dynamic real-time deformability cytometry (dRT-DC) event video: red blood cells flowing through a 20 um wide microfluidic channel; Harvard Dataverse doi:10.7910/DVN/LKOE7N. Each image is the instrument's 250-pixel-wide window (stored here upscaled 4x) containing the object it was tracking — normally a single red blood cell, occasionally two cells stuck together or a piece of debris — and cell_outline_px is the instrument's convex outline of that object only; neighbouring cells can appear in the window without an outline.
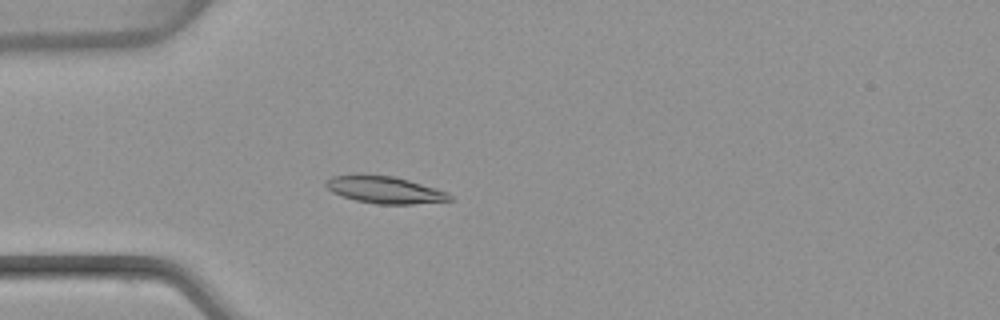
{"species": "common noctule bat (a hibernating species)", "species_latin": "Nyctalus noctula", "temperature_condition": "warm", "stored_images_in_passage": 54, "camera_frame_rate_fps": 3000, "um_per_image_px": 0.085, "animal": {"sex": "female", "body_mass_g": 22.7, "forearm_length_mm": 54.2}, "frame": {"image": 1, "passage_image": 16, "time_ms": 5.0, "image_size_px": [1000, 320], "cell_outline_px": [[452, 200], [412, 204], [376, 204], [356, 200], [332, 192], [324, 184], [324, 180], [332, 176], [352, 172], [360, 172], [396, 176], [436, 188], [448, 192], [452, 196]], "centroid_in_image_um": [32.64, 16.08], "position_along_channel_um": 52.4, "area_um2": 20.17}}
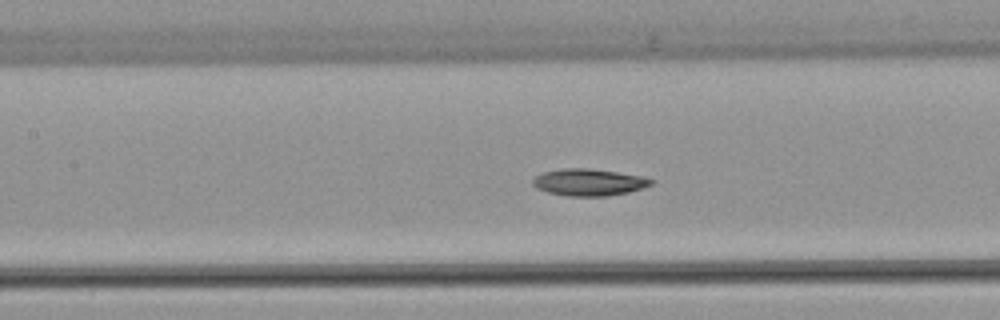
{"frame": {"image": 2, "passage_image": 25, "time_ms": 8.0, "image_size_px": [1000, 320], "cell_outline_px": [[652, 184], [644, 188], [628, 192], [608, 196], [568, 196], [548, 192], [536, 188], [532, 184], [532, 180], [536, 176], [544, 172], [560, 168], [588, 168], [644, 176], [652, 180]], "centroid_in_image_um": [50.05, 15.49], "position_along_channel_um": 157.4, "area_um2": 18.55}}
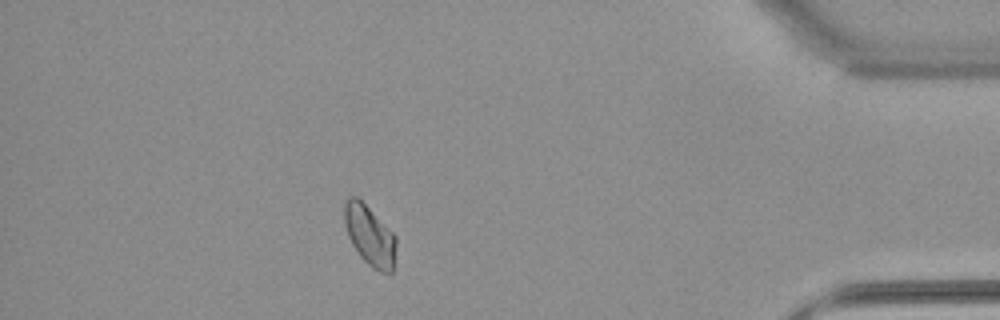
{"frame": {"image": 3, "passage_image": 48, "time_ms": 15.667, "image_size_px": [1000, 320], "cell_outline_px": [[396, 248], [392, 272], [380, 272], [372, 268], [360, 256], [352, 244], [348, 236], [344, 224], [344, 200], [348, 196], [356, 196], [396, 236]], "centroid_in_image_um": [31.4, 20.02], "position_along_channel_um": 403.8, "area_um2": 17.98}, "authors_computed_cell_mechanics": {"area_um2": 18.496, "velocity_mm_per_s": 3.8239, "shape_relaxation_time_tau1_ms": 7.3056, "shape_relaxation_time_tau2_ms": null, "deformation_change_tau1": 0.1378, "deformation_change_tau2": null}}